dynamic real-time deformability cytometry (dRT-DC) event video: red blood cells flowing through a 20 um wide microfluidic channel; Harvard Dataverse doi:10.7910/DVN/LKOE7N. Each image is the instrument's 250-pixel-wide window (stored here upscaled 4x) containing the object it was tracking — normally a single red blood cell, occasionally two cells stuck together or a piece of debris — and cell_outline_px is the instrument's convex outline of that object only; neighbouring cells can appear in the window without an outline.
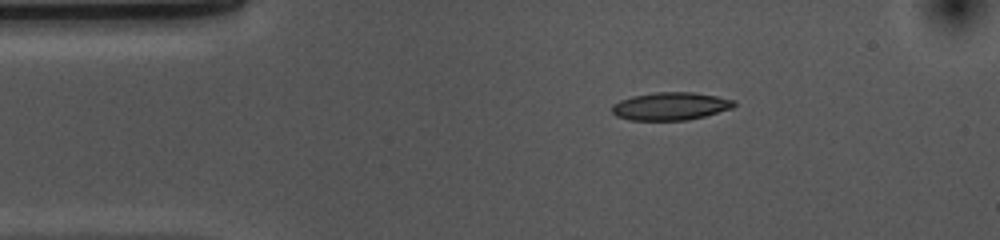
{"species": "common noctule bat (a hibernating species)", "species_latin": "Nyctalus noctula", "temperature_condition": "cold", "stored_images_in_passage": 45, "camera_frame_rate_fps": 3000, "um_per_image_px": 0.085, "animal": {"sex": "female", "body_mass_g": 10.0, "forearm_length_mm": 53.1}, "frame": {"image": 1, "passage_image": 1, "time_ms": 0.0, "image_size_px": [1000, 240], "cell_outline_px": [[736, 104], [732, 108], [704, 116], [688, 120], [628, 120], [616, 116], [612, 112], [612, 104], [620, 100], [632, 96], [656, 92], [692, 92], [716, 96], [736, 100]], "centroid_in_image_um": [56.98, 9.03], "position_along_channel_um": 28.0, "area_um2": 19.83}}
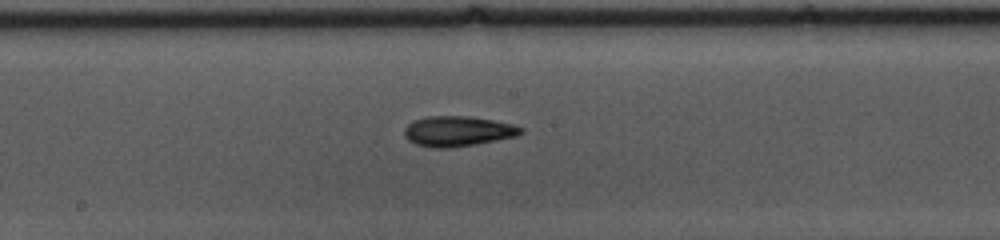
{"frame": {"image": 2, "passage_image": 19, "time_ms": 6.0, "image_size_px": [1000, 240], "cell_outline_px": [[524, 132], [516, 136], [476, 144], [452, 148], [432, 148], [416, 144], [408, 140], [404, 136], [404, 128], [408, 124], [416, 120], [428, 116], [468, 116], [492, 120], [512, 124], [524, 128]], "centroid_in_image_um": [38.91, 11.16], "position_along_channel_um": 209.3, "area_um2": 20.52}}
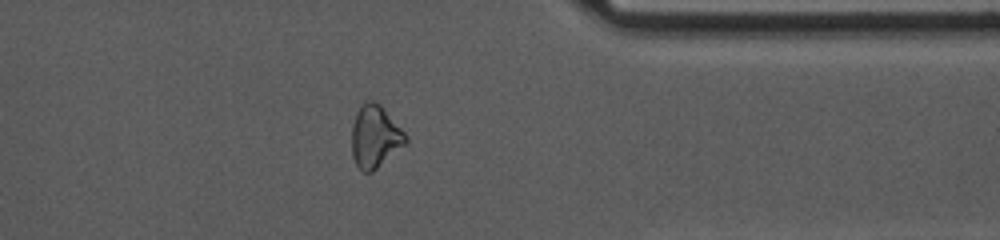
{"frame": {"image": 3, "passage_image": 34, "time_ms": 11.0, "image_size_px": [1000, 240], "cell_outline_px": [[408, 144], [372, 172], [364, 172], [356, 164], [352, 156], [352, 124], [356, 112], [368, 100], [372, 100], [380, 104], [408, 136]], "centroid_in_image_um": [31.9, 11.63], "position_along_channel_um": 379.5, "area_um2": 19.71}, "authors_computed_cell_mechanics": {"area_um2": 19.7676, "velocity_mm_per_s": 3.6809, "shape_relaxation_time_tau1_ms": 6.7689, "shape_relaxation_time_tau2_ms": 6.0116, "deformation_change_tau1": 0.1617, "deformation_change_tau2": 0.1502}}